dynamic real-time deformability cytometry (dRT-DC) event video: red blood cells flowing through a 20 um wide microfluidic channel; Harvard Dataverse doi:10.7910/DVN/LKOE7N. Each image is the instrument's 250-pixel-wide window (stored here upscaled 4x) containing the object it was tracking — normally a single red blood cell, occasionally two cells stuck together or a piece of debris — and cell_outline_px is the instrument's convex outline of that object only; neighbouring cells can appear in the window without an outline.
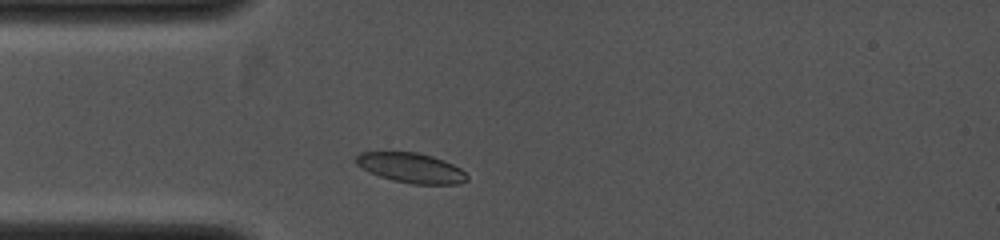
{"species": "common noctule bat (a hibernating species)", "species_latin": "Nyctalus noctula", "temperature_condition": "cold", "stored_images_in_passage": 4, "camera_frame_rate_fps": 4000, "um_per_image_px": 0.085, "animal": {"sex": "female", "body_mass_g": 19.0, "forearm_length_mm": 53.3}, "frame": {"image": 1, "passage_image": 2, "time_ms": 0.5, "image_size_px": [1000, 240], "cell_outline_px": [[468, 180], [460, 184], [412, 184], [380, 176], [356, 164], [356, 156], [360, 152], [416, 152], [432, 156], [444, 160], [460, 168], [468, 176]], "centroid_in_image_um": [34.99, 14.26], "position_along_channel_um": 50.0, "area_um2": 19.07}}
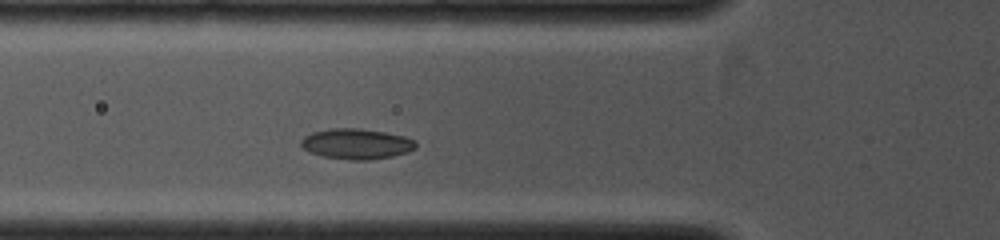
{"frame": {"image": 2, "passage_image": 4, "time_ms": 1.5, "image_size_px": [1000, 240], "cell_outline_px": [[416, 148], [408, 152], [392, 156], [368, 160], [348, 160], [324, 156], [312, 152], [304, 148], [300, 144], [300, 140], [304, 136], [312, 132], [328, 128], [360, 128], [384, 132], [404, 136], [416, 140]], "centroid_in_image_um": [30.31, 12.22], "position_along_channel_um": 95.5, "area_um2": 20.4}}